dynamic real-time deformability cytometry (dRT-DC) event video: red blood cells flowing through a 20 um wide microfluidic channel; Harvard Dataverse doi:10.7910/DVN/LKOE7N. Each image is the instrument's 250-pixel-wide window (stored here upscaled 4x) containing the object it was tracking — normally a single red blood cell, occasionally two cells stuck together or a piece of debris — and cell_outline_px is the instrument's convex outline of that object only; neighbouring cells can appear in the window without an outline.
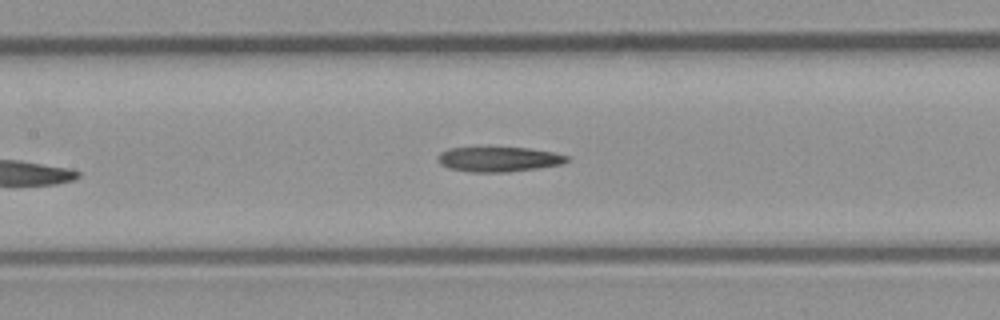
{"species": "common noctule bat (a hibernating species)", "species_latin": "Nyctalus noctula", "temperature_condition": "room temperature", "stored_images_in_passage": 7, "camera_frame_rate_fps": 3000, "um_per_image_px": 0.085, "animal": {"sex": "male", "body_mass_g": 23.1, "forearm_length_mm": 52.7}, "frame": {"image": 1, "passage_image": 7, "time_ms": 2.0, "image_size_px": [1000, 320], "cell_outline_px": [[572, 156], [568, 160], [560, 164], [536, 168], [508, 172], [472, 172], [448, 168], [440, 164], [440, 152], [448, 148], [528, 148], [552, 152]], "centroid_in_image_um": [42.41, 13.54], "position_along_channel_um": 165.0, "area_um2": 18.44}}